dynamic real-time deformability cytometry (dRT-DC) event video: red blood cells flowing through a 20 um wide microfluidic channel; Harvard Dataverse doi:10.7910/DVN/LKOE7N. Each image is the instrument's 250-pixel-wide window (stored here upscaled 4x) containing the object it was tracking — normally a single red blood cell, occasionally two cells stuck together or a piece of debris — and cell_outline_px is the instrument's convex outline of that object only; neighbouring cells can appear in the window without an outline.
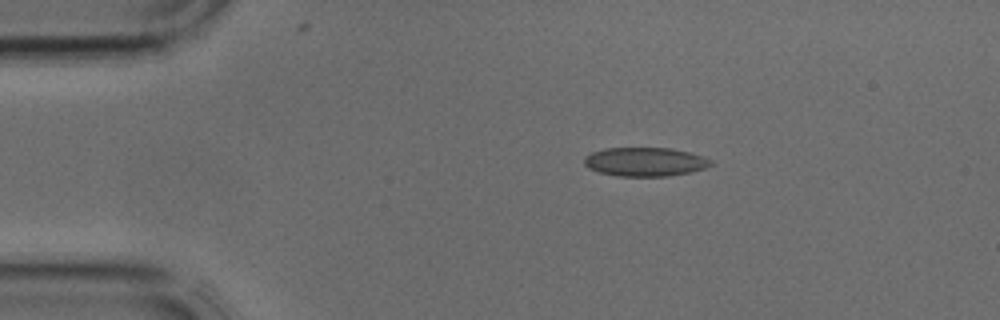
{"species": "common noctule bat (a hibernating species)", "species_latin": "Nyctalus noctula", "temperature_condition": "cold", "stored_images_in_passage": 2, "camera_frame_rate_fps": 3000, "um_per_image_px": 0.085, "animal": {"sex": "male", "body_mass_g": 17.9, "forearm_length_mm": 54.2}, "frame": {"image": 1, "passage_image": 1, "time_ms": 0.0, "image_size_px": [1000, 320], "cell_outline_px": [[712, 164], [704, 168], [692, 172], [668, 176], [616, 176], [600, 172], [588, 168], [584, 164], [584, 156], [592, 152], [604, 148], [668, 148], [688, 152], [704, 156], [712, 160]], "centroid_in_image_um": [54.82, 13.75], "position_along_channel_um": 30.2, "area_um2": 21.33}}